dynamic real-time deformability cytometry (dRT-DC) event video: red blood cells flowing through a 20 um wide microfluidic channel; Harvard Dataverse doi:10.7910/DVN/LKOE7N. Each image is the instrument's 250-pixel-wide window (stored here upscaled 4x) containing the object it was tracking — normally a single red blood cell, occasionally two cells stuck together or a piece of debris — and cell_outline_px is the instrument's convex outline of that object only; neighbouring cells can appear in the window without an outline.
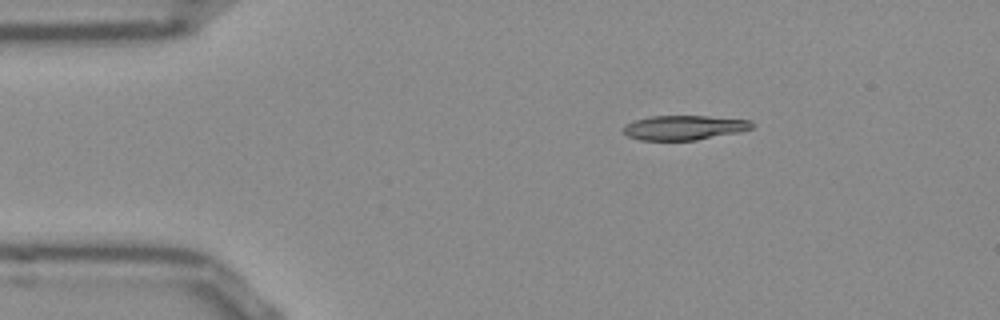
{"species": "Egyptian fruit bat (a non-hibernating species)", "species_latin": "Rousettus aegyptiacus", "temperature_condition": "room temperature", "stored_images_in_passage": 45, "camera_frame_rate_fps": 3000, "um_per_image_px": 0.085, "frame": {"image": 1, "passage_image": 1, "time_ms": 0.0, "image_size_px": [1000, 320], "cell_outline_px": [[756, 124], [752, 128], [740, 132], [696, 140], [640, 140], [628, 136], [624, 132], [624, 128], [628, 124], [636, 120], [652, 116], [708, 116], [752, 120]], "centroid_in_image_um": [58.23, 10.85], "position_along_channel_um": 26.8, "area_um2": 18.32}}
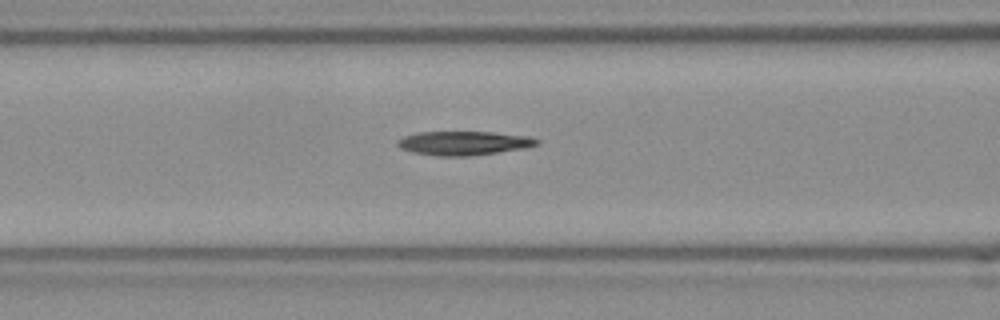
{"frame": {"image": 2, "passage_image": 13, "time_ms": 4.0, "image_size_px": [1000, 320], "cell_outline_px": [[540, 144], [524, 148], [468, 156], [440, 156], [412, 152], [400, 148], [396, 144], [396, 140], [404, 136], [420, 132], [492, 132], [528, 136], [540, 140]], "centroid_in_image_um": [39.4, 12.16], "position_along_channel_um": 127.2, "area_um2": 19.36}}
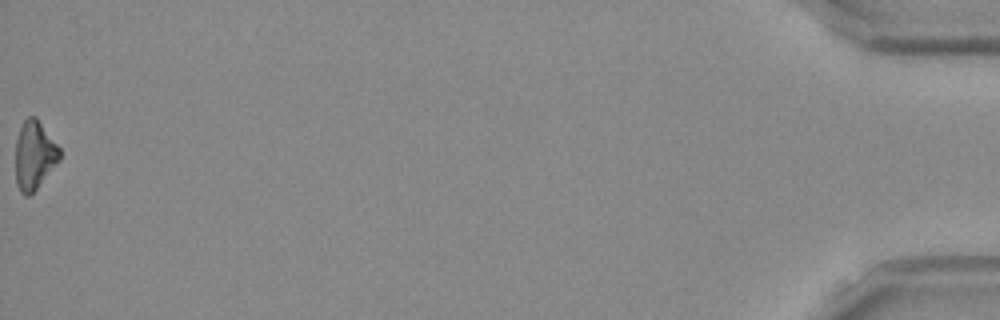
{"frame": {"image": 3, "passage_image": 45, "time_ms": 14.667, "image_size_px": [1000, 320], "cell_outline_px": [[60, 160], [36, 188], [28, 196], [24, 196], [20, 192], [16, 184], [16, 140], [20, 128], [24, 120], [28, 116], [36, 116], [60, 148]], "centroid_in_image_um": [2.91, 13.18], "position_along_channel_um": 432.3, "area_um2": 17.51}}